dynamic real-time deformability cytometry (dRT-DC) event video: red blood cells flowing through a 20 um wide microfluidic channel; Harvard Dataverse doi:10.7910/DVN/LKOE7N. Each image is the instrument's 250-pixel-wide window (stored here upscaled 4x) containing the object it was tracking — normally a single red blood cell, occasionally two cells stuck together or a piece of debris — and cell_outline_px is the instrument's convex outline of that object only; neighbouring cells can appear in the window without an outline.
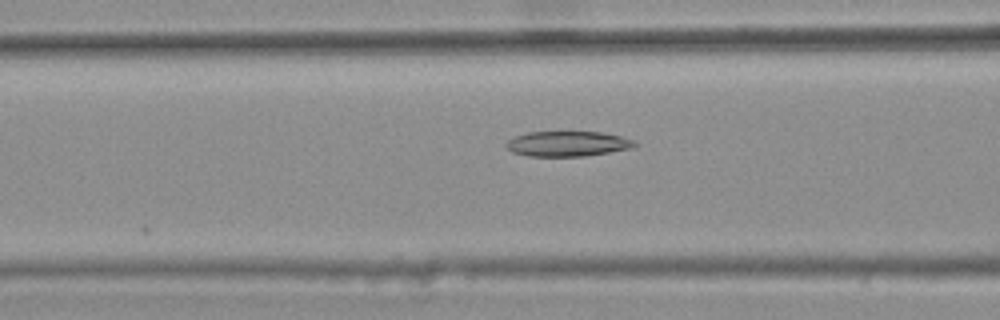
{"species": "common noctule bat (a hibernating species)", "species_latin": "Nyctalus noctula", "temperature_condition": "warm", "stored_images_in_passage": 12, "camera_frame_rate_fps": 3000, "um_per_image_px": 0.085, "animal": {"sex": "female", "body_mass_g": 25.1}, "frame": {"image": 1, "passage_image": 7, "time_ms": 2.0, "image_size_px": [1000, 320], "cell_outline_px": [[636, 144], [632, 148], [584, 156], [528, 156], [512, 152], [504, 144], [508, 140], [516, 136], [528, 132], [600, 132], [620, 136], [632, 140]], "centroid_in_image_um": [48.2, 12.22], "position_along_channel_um": 118.4, "area_um2": 18.61}}
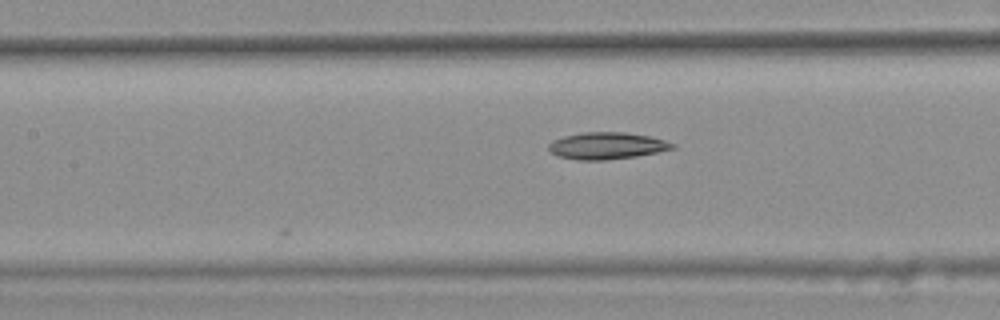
{"frame": {"image": 2, "passage_image": 10, "time_ms": 3.0, "image_size_px": [1000, 320], "cell_outline_px": [[676, 148], [636, 156], [604, 160], [576, 160], [556, 156], [548, 148], [548, 144], [552, 140], [564, 136], [584, 132], [624, 132], [652, 136], [676, 144]], "centroid_in_image_um": [51.57, 12.38], "position_along_channel_um": 155.8, "area_um2": 19.48}}